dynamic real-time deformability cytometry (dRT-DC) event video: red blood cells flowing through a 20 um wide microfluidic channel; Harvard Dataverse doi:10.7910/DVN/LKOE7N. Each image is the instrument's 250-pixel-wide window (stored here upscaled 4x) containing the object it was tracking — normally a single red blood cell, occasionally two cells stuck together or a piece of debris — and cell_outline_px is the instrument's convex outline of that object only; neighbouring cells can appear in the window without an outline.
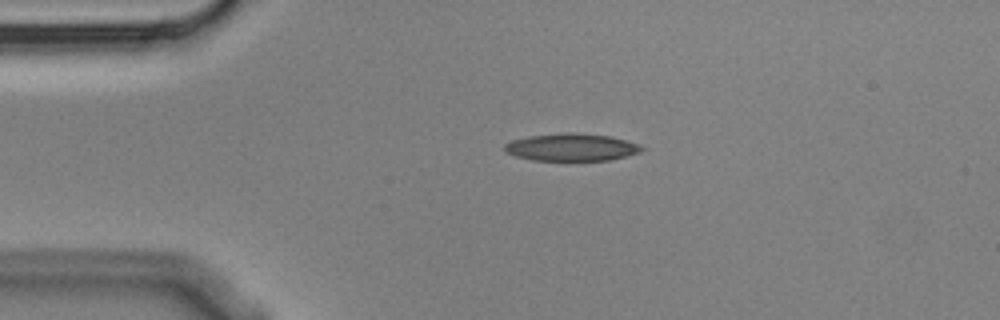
{"species": "Egyptian fruit bat (a non-hibernating species)", "species_latin": "Rousettus aegyptiacus", "temperature_condition": "cold", "stored_images_in_passage": 3, "camera_frame_rate_fps": 3000, "um_per_image_px": 0.085, "animal": {"sex": "male"}, "frame": {"image": 1, "passage_image": 2, "time_ms": 0.333, "image_size_px": [1000, 320], "cell_outline_px": [[648, 148], [640, 152], [628, 156], [608, 160], [532, 160], [516, 156], [504, 152], [504, 144], [512, 140], [528, 136], [564, 132], [576, 132], [608, 136], [640, 144]], "centroid_in_image_um": [48.59, 12.51], "position_along_channel_um": 36.4, "area_um2": 22.08}}